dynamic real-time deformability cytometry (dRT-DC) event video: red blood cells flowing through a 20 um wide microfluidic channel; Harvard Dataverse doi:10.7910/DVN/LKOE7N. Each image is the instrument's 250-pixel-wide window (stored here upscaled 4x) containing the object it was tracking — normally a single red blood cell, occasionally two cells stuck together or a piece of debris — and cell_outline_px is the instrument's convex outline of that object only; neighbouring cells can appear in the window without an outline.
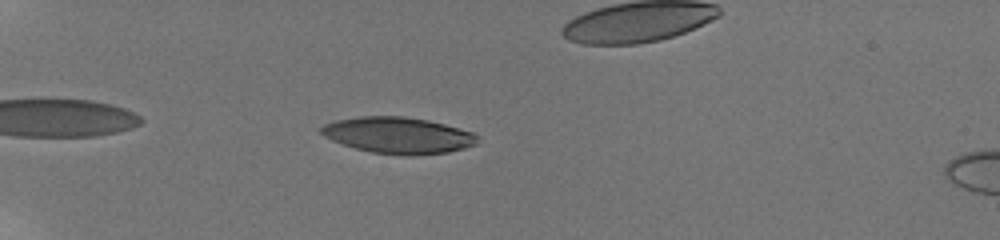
{"species": "human", "species_latin": "Homo sapiens", "temperature_condition": "room temperature", "stored_images_in_passage": 11, "camera_frame_rate_fps": 3000, "um_per_image_px": 0.085, "donor": {"sex": "male"}, "frame": {"image": 1, "passage_image": 4, "time_ms": 1.0, "image_size_px": [1000, 240], "cell_outline_px": [[480, 136], [476, 144], [464, 148], [448, 152], [408, 156], [372, 152], [356, 148], [332, 140], [324, 136], [320, 132], [320, 128], [324, 124], [336, 120], [360, 116], [404, 116], [428, 120], [444, 124], [472, 132]], "centroid_in_image_um": [33.85, 11.49], "position_along_channel_um": 51.1, "area_um2": 33.0}}